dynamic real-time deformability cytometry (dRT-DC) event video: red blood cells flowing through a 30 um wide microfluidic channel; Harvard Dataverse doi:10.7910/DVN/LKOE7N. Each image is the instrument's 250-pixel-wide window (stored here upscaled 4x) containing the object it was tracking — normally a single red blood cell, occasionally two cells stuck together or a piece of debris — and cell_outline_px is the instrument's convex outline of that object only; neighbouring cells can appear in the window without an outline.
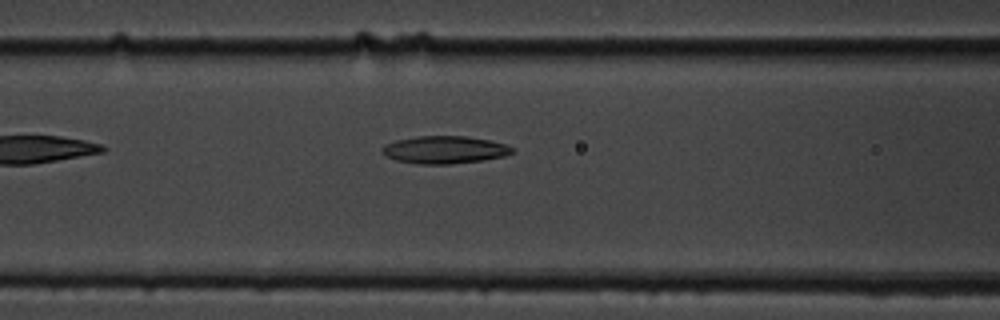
{"species": "common noctule bat (a hibernating species)", "species_latin": "Nyctalus noctula", "temperature_condition": "cold", "stored_images_in_passage": 39, "camera_frame_rate_fps": 3000, "um_per_image_px": 0.085, "animal": {"sex": "male", "body_mass_g": 19.5, "forearm_length_mm": 54.6}, "frame": {"image": 1, "passage_image": 6, "time_ms": 1.667, "image_size_px": [1000, 320], "cell_outline_px": [[516, 148], [512, 152], [504, 156], [484, 160], [448, 164], [416, 164], [396, 160], [388, 156], [380, 148], [384, 144], [396, 140], [416, 136], [468, 136], [492, 140]], "centroid_in_image_um": [37.81, 12.72], "position_along_channel_um": 128.8, "area_um2": 20.98}}
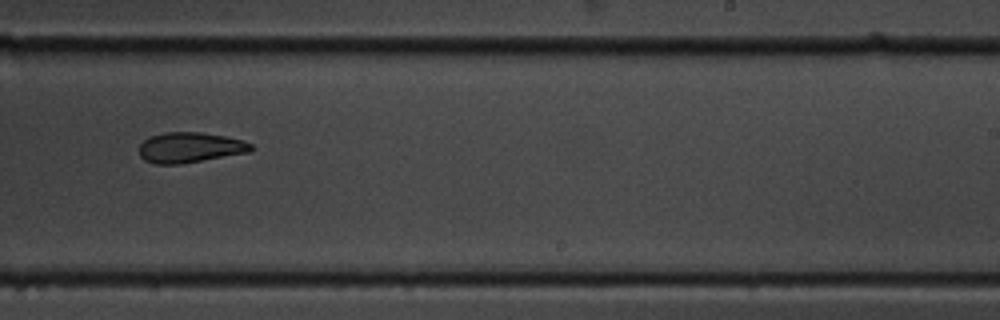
{"frame": {"image": 2, "passage_image": 18, "time_ms": 5.667, "image_size_px": [1000, 320], "cell_outline_px": [[256, 148], [248, 152], [180, 164], [152, 164], [144, 160], [140, 156], [140, 144], [144, 140], [152, 136], [164, 132], [200, 132], [224, 136], [244, 140], [252, 144]], "centroid_in_image_um": [16.15, 12.54], "position_along_channel_um": 272.8, "area_um2": 19.77}}
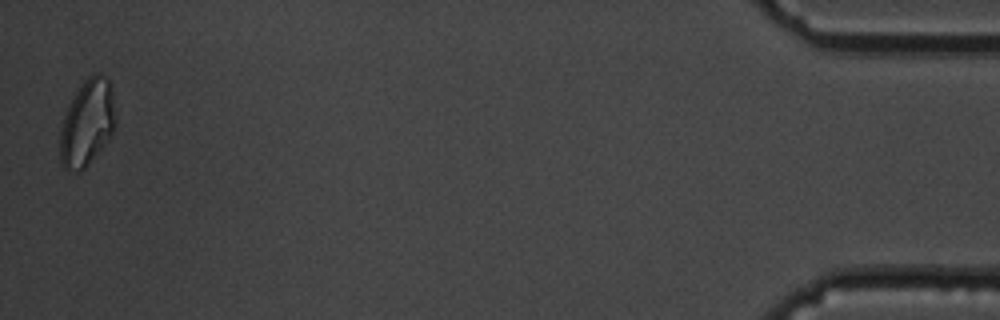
{"frame": {"image": 3, "passage_image": 38, "time_ms": 12.333, "image_size_px": [1000, 320], "cell_outline_px": [[116, 124], [112, 132], [104, 144], [84, 168], [80, 172], [68, 172], [60, 164], [60, 128], [64, 116], [76, 92], [84, 80], [92, 72], [96, 72], [108, 76], [112, 88], [116, 120]], "centroid_in_image_um": [7.41, 10.42], "position_along_channel_um": 427.8, "area_um2": 27.98}, "authors_computed_cell_mechanics": {"area_um2": 20.808, "velocity_mm_per_s": 3.6154, "shape_relaxation_time_tau1_ms": null, "shape_relaxation_time_tau2_ms": 4.9241, "deformation_change_tau1": null, "deformation_change_tau2": 0.1292}}